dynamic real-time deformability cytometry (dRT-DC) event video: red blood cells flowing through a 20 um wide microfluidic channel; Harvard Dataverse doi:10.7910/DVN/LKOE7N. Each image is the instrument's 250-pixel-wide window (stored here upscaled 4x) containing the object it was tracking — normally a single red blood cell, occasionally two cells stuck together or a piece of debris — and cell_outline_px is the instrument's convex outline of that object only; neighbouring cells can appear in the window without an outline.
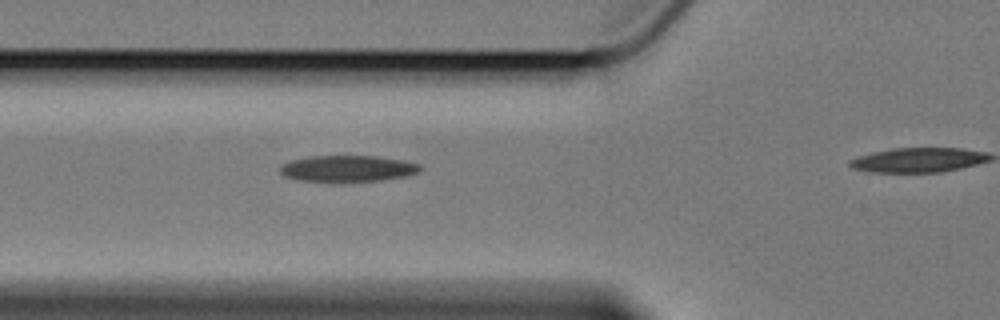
{"species": "Egyptian fruit bat (a non-hibernating species)", "species_latin": "Rousettus aegyptiacus", "temperature_condition": "cold", "stored_images_in_passage": 4, "camera_frame_rate_fps": 3000, "um_per_image_px": 0.085, "animal": {"sex": "female"}, "frame": {"image": 1, "passage_image": 3, "time_ms": 2.333, "image_size_px": [1000, 320], "cell_outline_px": [[420, 168], [416, 172], [404, 176], [380, 180], [332, 184], [300, 180], [284, 176], [280, 172], [280, 164], [288, 160], [308, 156], [376, 156], [404, 160], [420, 164]], "centroid_in_image_um": [29.45, 14.35], "position_along_channel_um": 96.4, "area_um2": 22.14}}